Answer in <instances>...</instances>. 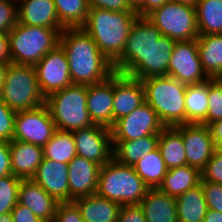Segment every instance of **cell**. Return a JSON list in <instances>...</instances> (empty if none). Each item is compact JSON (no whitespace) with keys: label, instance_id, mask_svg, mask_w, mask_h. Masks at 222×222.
Masks as SVG:
<instances>
[{"label":"cell","instance_id":"6da1fadb","mask_svg":"<svg viewBox=\"0 0 222 222\" xmlns=\"http://www.w3.org/2000/svg\"><path fill=\"white\" fill-rule=\"evenodd\" d=\"M59 44L69 62L73 84L91 85L106 80L115 71L93 38L82 28H65Z\"/></svg>","mask_w":222,"mask_h":222},{"label":"cell","instance_id":"7a4b0ae2","mask_svg":"<svg viewBox=\"0 0 222 222\" xmlns=\"http://www.w3.org/2000/svg\"><path fill=\"white\" fill-rule=\"evenodd\" d=\"M136 11L115 12L89 7L82 28L93 38L99 50L113 64L123 53Z\"/></svg>","mask_w":222,"mask_h":222},{"label":"cell","instance_id":"3957f363","mask_svg":"<svg viewBox=\"0 0 222 222\" xmlns=\"http://www.w3.org/2000/svg\"><path fill=\"white\" fill-rule=\"evenodd\" d=\"M145 101L157 113L165 127L185 124V93L187 85L171 76H154L141 80Z\"/></svg>","mask_w":222,"mask_h":222},{"label":"cell","instance_id":"277c9868","mask_svg":"<svg viewBox=\"0 0 222 222\" xmlns=\"http://www.w3.org/2000/svg\"><path fill=\"white\" fill-rule=\"evenodd\" d=\"M149 187L137 175L133 166L112 158L100 167L96 194L123 205H139Z\"/></svg>","mask_w":222,"mask_h":222},{"label":"cell","instance_id":"5b68a950","mask_svg":"<svg viewBox=\"0 0 222 222\" xmlns=\"http://www.w3.org/2000/svg\"><path fill=\"white\" fill-rule=\"evenodd\" d=\"M56 130L73 132L93 124L87 110V85L73 84L45 98Z\"/></svg>","mask_w":222,"mask_h":222},{"label":"cell","instance_id":"8992f818","mask_svg":"<svg viewBox=\"0 0 222 222\" xmlns=\"http://www.w3.org/2000/svg\"><path fill=\"white\" fill-rule=\"evenodd\" d=\"M59 29L17 23L8 33L11 63L34 66L59 45Z\"/></svg>","mask_w":222,"mask_h":222},{"label":"cell","instance_id":"52a82bcc","mask_svg":"<svg viewBox=\"0 0 222 222\" xmlns=\"http://www.w3.org/2000/svg\"><path fill=\"white\" fill-rule=\"evenodd\" d=\"M0 99L13 111L35 109L45 104L35 67L11 63L7 69Z\"/></svg>","mask_w":222,"mask_h":222},{"label":"cell","instance_id":"ba28073f","mask_svg":"<svg viewBox=\"0 0 222 222\" xmlns=\"http://www.w3.org/2000/svg\"><path fill=\"white\" fill-rule=\"evenodd\" d=\"M146 18L161 35L176 41L197 39L199 36L195 7L169 1Z\"/></svg>","mask_w":222,"mask_h":222},{"label":"cell","instance_id":"9c48e42d","mask_svg":"<svg viewBox=\"0 0 222 222\" xmlns=\"http://www.w3.org/2000/svg\"><path fill=\"white\" fill-rule=\"evenodd\" d=\"M161 36V32L146 17H138L132 25L122 55L113 63L114 71L128 75L144 60Z\"/></svg>","mask_w":222,"mask_h":222},{"label":"cell","instance_id":"30bf717a","mask_svg":"<svg viewBox=\"0 0 222 222\" xmlns=\"http://www.w3.org/2000/svg\"><path fill=\"white\" fill-rule=\"evenodd\" d=\"M55 131V123L45 104L16 112L13 140L44 147Z\"/></svg>","mask_w":222,"mask_h":222},{"label":"cell","instance_id":"8fae6325","mask_svg":"<svg viewBox=\"0 0 222 222\" xmlns=\"http://www.w3.org/2000/svg\"><path fill=\"white\" fill-rule=\"evenodd\" d=\"M168 76L186 85L210 79L200 61L196 39L176 41L168 65Z\"/></svg>","mask_w":222,"mask_h":222},{"label":"cell","instance_id":"7c38bea8","mask_svg":"<svg viewBox=\"0 0 222 222\" xmlns=\"http://www.w3.org/2000/svg\"><path fill=\"white\" fill-rule=\"evenodd\" d=\"M34 67L40 90L45 98L56 91L73 85L69 62L60 44L48 51Z\"/></svg>","mask_w":222,"mask_h":222},{"label":"cell","instance_id":"4fadbf2b","mask_svg":"<svg viewBox=\"0 0 222 222\" xmlns=\"http://www.w3.org/2000/svg\"><path fill=\"white\" fill-rule=\"evenodd\" d=\"M164 128L157 113L145 101L114 123L111 128L112 140H134L148 135H159Z\"/></svg>","mask_w":222,"mask_h":222},{"label":"cell","instance_id":"5bb4252c","mask_svg":"<svg viewBox=\"0 0 222 222\" xmlns=\"http://www.w3.org/2000/svg\"><path fill=\"white\" fill-rule=\"evenodd\" d=\"M77 155L93 161L100 166L113 158L111 129L100 125L72 132Z\"/></svg>","mask_w":222,"mask_h":222},{"label":"cell","instance_id":"9a60e30c","mask_svg":"<svg viewBox=\"0 0 222 222\" xmlns=\"http://www.w3.org/2000/svg\"><path fill=\"white\" fill-rule=\"evenodd\" d=\"M176 128L181 132L187 165L197 168L200 172L215 152L208 126L202 124H184Z\"/></svg>","mask_w":222,"mask_h":222},{"label":"cell","instance_id":"2e32d148","mask_svg":"<svg viewBox=\"0 0 222 222\" xmlns=\"http://www.w3.org/2000/svg\"><path fill=\"white\" fill-rule=\"evenodd\" d=\"M145 102L141 80L118 72L113 73V125Z\"/></svg>","mask_w":222,"mask_h":222},{"label":"cell","instance_id":"e0dca14e","mask_svg":"<svg viewBox=\"0 0 222 222\" xmlns=\"http://www.w3.org/2000/svg\"><path fill=\"white\" fill-rule=\"evenodd\" d=\"M100 165L76 155L68 163L69 202L96 194Z\"/></svg>","mask_w":222,"mask_h":222},{"label":"cell","instance_id":"ac0fdd59","mask_svg":"<svg viewBox=\"0 0 222 222\" xmlns=\"http://www.w3.org/2000/svg\"><path fill=\"white\" fill-rule=\"evenodd\" d=\"M87 110L94 125L113 126V74L106 80L87 85Z\"/></svg>","mask_w":222,"mask_h":222},{"label":"cell","instance_id":"d6986e66","mask_svg":"<svg viewBox=\"0 0 222 222\" xmlns=\"http://www.w3.org/2000/svg\"><path fill=\"white\" fill-rule=\"evenodd\" d=\"M58 202H69L68 164L43 158L31 178Z\"/></svg>","mask_w":222,"mask_h":222},{"label":"cell","instance_id":"ffe728a7","mask_svg":"<svg viewBox=\"0 0 222 222\" xmlns=\"http://www.w3.org/2000/svg\"><path fill=\"white\" fill-rule=\"evenodd\" d=\"M176 40L161 36L128 76L142 80L148 77L168 75V65Z\"/></svg>","mask_w":222,"mask_h":222},{"label":"cell","instance_id":"44dd1931","mask_svg":"<svg viewBox=\"0 0 222 222\" xmlns=\"http://www.w3.org/2000/svg\"><path fill=\"white\" fill-rule=\"evenodd\" d=\"M18 23L34 27L65 29L57 16L54 0H17Z\"/></svg>","mask_w":222,"mask_h":222},{"label":"cell","instance_id":"7402d4cb","mask_svg":"<svg viewBox=\"0 0 222 222\" xmlns=\"http://www.w3.org/2000/svg\"><path fill=\"white\" fill-rule=\"evenodd\" d=\"M18 203L27 206L41 221H51L55 219L59 202L32 179H22Z\"/></svg>","mask_w":222,"mask_h":222},{"label":"cell","instance_id":"603a6c76","mask_svg":"<svg viewBox=\"0 0 222 222\" xmlns=\"http://www.w3.org/2000/svg\"><path fill=\"white\" fill-rule=\"evenodd\" d=\"M14 176L31 179L43 160V147L19 140L9 142Z\"/></svg>","mask_w":222,"mask_h":222},{"label":"cell","instance_id":"cb8c5ba5","mask_svg":"<svg viewBox=\"0 0 222 222\" xmlns=\"http://www.w3.org/2000/svg\"><path fill=\"white\" fill-rule=\"evenodd\" d=\"M139 205L146 222H178L176 198L158 188H149Z\"/></svg>","mask_w":222,"mask_h":222},{"label":"cell","instance_id":"d4e9b609","mask_svg":"<svg viewBox=\"0 0 222 222\" xmlns=\"http://www.w3.org/2000/svg\"><path fill=\"white\" fill-rule=\"evenodd\" d=\"M84 222H117L121 205L112 200L92 194L73 200Z\"/></svg>","mask_w":222,"mask_h":222},{"label":"cell","instance_id":"484cf974","mask_svg":"<svg viewBox=\"0 0 222 222\" xmlns=\"http://www.w3.org/2000/svg\"><path fill=\"white\" fill-rule=\"evenodd\" d=\"M159 135L134 140H112L113 158L124 165L134 166L139 159L158 148Z\"/></svg>","mask_w":222,"mask_h":222},{"label":"cell","instance_id":"4316f807","mask_svg":"<svg viewBox=\"0 0 222 222\" xmlns=\"http://www.w3.org/2000/svg\"><path fill=\"white\" fill-rule=\"evenodd\" d=\"M201 172L189 165L172 168L167 171L158 189L177 198L184 192L200 184Z\"/></svg>","mask_w":222,"mask_h":222},{"label":"cell","instance_id":"83f0119b","mask_svg":"<svg viewBox=\"0 0 222 222\" xmlns=\"http://www.w3.org/2000/svg\"><path fill=\"white\" fill-rule=\"evenodd\" d=\"M158 149L168 170L187 165L182 134L176 127H165L159 133Z\"/></svg>","mask_w":222,"mask_h":222},{"label":"cell","instance_id":"f1b7e54d","mask_svg":"<svg viewBox=\"0 0 222 222\" xmlns=\"http://www.w3.org/2000/svg\"><path fill=\"white\" fill-rule=\"evenodd\" d=\"M178 222H203L208 207L202 184L176 198Z\"/></svg>","mask_w":222,"mask_h":222},{"label":"cell","instance_id":"f546056e","mask_svg":"<svg viewBox=\"0 0 222 222\" xmlns=\"http://www.w3.org/2000/svg\"><path fill=\"white\" fill-rule=\"evenodd\" d=\"M209 79L189 84L185 93V124H201L208 112Z\"/></svg>","mask_w":222,"mask_h":222},{"label":"cell","instance_id":"4dcf8cb0","mask_svg":"<svg viewBox=\"0 0 222 222\" xmlns=\"http://www.w3.org/2000/svg\"><path fill=\"white\" fill-rule=\"evenodd\" d=\"M196 40L203 69L214 79L222 69V34L199 35Z\"/></svg>","mask_w":222,"mask_h":222},{"label":"cell","instance_id":"1f68e13d","mask_svg":"<svg viewBox=\"0 0 222 222\" xmlns=\"http://www.w3.org/2000/svg\"><path fill=\"white\" fill-rule=\"evenodd\" d=\"M195 11L199 35L222 34V0H199Z\"/></svg>","mask_w":222,"mask_h":222},{"label":"cell","instance_id":"d6a6232c","mask_svg":"<svg viewBox=\"0 0 222 222\" xmlns=\"http://www.w3.org/2000/svg\"><path fill=\"white\" fill-rule=\"evenodd\" d=\"M133 168L149 188H158L168 171L158 148L139 159Z\"/></svg>","mask_w":222,"mask_h":222},{"label":"cell","instance_id":"836d02e7","mask_svg":"<svg viewBox=\"0 0 222 222\" xmlns=\"http://www.w3.org/2000/svg\"><path fill=\"white\" fill-rule=\"evenodd\" d=\"M77 155L72 132L56 130L43 147V158L69 163Z\"/></svg>","mask_w":222,"mask_h":222},{"label":"cell","instance_id":"e575fe53","mask_svg":"<svg viewBox=\"0 0 222 222\" xmlns=\"http://www.w3.org/2000/svg\"><path fill=\"white\" fill-rule=\"evenodd\" d=\"M57 16L64 28L82 27L87 19V0H54Z\"/></svg>","mask_w":222,"mask_h":222},{"label":"cell","instance_id":"d590c367","mask_svg":"<svg viewBox=\"0 0 222 222\" xmlns=\"http://www.w3.org/2000/svg\"><path fill=\"white\" fill-rule=\"evenodd\" d=\"M21 180L13 174L0 178V215L11 213L18 203V189Z\"/></svg>","mask_w":222,"mask_h":222},{"label":"cell","instance_id":"8d00e7d4","mask_svg":"<svg viewBox=\"0 0 222 222\" xmlns=\"http://www.w3.org/2000/svg\"><path fill=\"white\" fill-rule=\"evenodd\" d=\"M208 112L206 119L201 123L209 124L222 119V85L215 79H209Z\"/></svg>","mask_w":222,"mask_h":222},{"label":"cell","instance_id":"74e56055","mask_svg":"<svg viewBox=\"0 0 222 222\" xmlns=\"http://www.w3.org/2000/svg\"><path fill=\"white\" fill-rule=\"evenodd\" d=\"M17 0H0V32L8 34L18 23Z\"/></svg>","mask_w":222,"mask_h":222},{"label":"cell","instance_id":"f35d334b","mask_svg":"<svg viewBox=\"0 0 222 222\" xmlns=\"http://www.w3.org/2000/svg\"><path fill=\"white\" fill-rule=\"evenodd\" d=\"M16 112L0 99V141L13 140Z\"/></svg>","mask_w":222,"mask_h":222},{"label":"cell","instance_id":"ab89813d","mask_svg":"<svg viewBox=\"0 0 222 222\" xmlns=\"http://www.w3.org/2000/svg\"><path fill=\"white\" fill-rule=\"evenodd\" d=\"M208 209L222 213V184L200 181Z\"/></svg>","mask_w":222,"mask_h":222},{"label":"cell","instance_id":"60d3db41","mask_svg":"<svg viewBox=\"0 0 222 222\" xmlns=\"http://www.w3.org/2000/svg\"><path fill=\"white\" fill-rule=\"evenodd\" d=\"M201 181L222 184V156L213 153L212 157L206 163L201 171Z\"/></svg>","mask_w":222,"mask_h":222},{"label":"cell","instance_id":"b9f144b4","mask_svg":"<svg viewBox=\"0 0 222 222\" xmlns=\"http://www.w3.org/2000/svg\"><path fill=\"white\" fill-rule=\"evenodd\" d=\"M56 222H84L77 205L72 202H59L56 208Z\"/></svg>","mask_w":222,"mask_h":222},{"label":"cell","instance_id":"7bdbcfd3","mask_svg":"<svg viewBox=\"0 0 222 222\" xmlns=\"http://www.w3.org/2000/svg\"><path fill=\"white\" fill-rule=\"evenodd\" d=\"M89 7H95L115 12L136 11L130 7L127 0H87Z\"/></svg>","mask_w":222,"mask_h":222},{"label":"cell","instance_id":"ee69618b","mask_svg":"<svg viewBox=\"0 0 222 222\" xmlns=\"http://www.w3.org/2000/svg\"><path fill=\"white\" fill-rule=\"evenodd\" d=\"M117 222H146V219L140 205H123Z\"/></svg>","mask_w":222,"mask_h":222},{"label":"cell","instance_id":"f6af8a7d","mask_svg":"<svg viewBox=\"0 0 222 222\" xmlns=\"http://www.w3.org/2000/svg\"><path fill=\"white\" fill-rule=\"evenodd\" d=\"M11 153L8 141H0V178L11 175Z\"/></svg>","mask_w":222,"mask_h":222},{"label":"cell","instance_id":"bcb514c9","mask_svg":"<svg viewBox=\"0 0 222 222\" xmlns=\"http://www.w3.org/2000/svg\"><path fill=\"white\" fill-rule=\"evenodd\" d=\"M11 215L13 222H42L27 206L19 203L14 206Z\"/></svg>","mask_w":222,"mask_h":222},{"label":"cell","instance_id":"7dc6e473","mask_svg":"<svg viewBox=\"0 0 222 222\" xmlns=\"http://www.w3.org/2000/svg\"><path fill=\"white\" fill-rule=\"evenodd\" d=\"M171 0H143V2L135 9L139 17H146L154 9L162 7Z\"/></svg>","mask_w":222,"mask_h":222},{"label":"cell","instance_id":"c3c4849f","mask_svg":"<svg viewBox=\"0 0 222 222\" xmlns=\"http://www.w3.org/2000/svg\"><path fill=\"white\" fill-rule=\"evenodd\" d=\"M0 63H11L8 34L0 32Z\"/></svg>","mask_w":222,"mask_h":222},{"label":"cell","instance_id":"681fc988","mask_svg":"<svg viewBox=\"0 0 222 222\" xmlns=\"http://www.w3.org/2000/svg\"><path fill=\"white\" fill-rule=\"evenodd\" d=\"M208 128L214 144L222 141V119L209 124Z\"/></svg>","mask_w":222,"mask_h":222},{"label":"cell","instance_id":"f907efd6","mask_svg":"<svg viewBox=\"0 0 222 222\" xmlns=\"http://www.w3.org/2000/svg\"><path fill=\"white\" fill-rule=\"evenodd\" d=\"M203 222H222V213L208 209Z\"/></svg>","mask_w":222,"mask_h":222},{"label":"cell","instance_id":"816d5d0a","mask_svg":"<svg viewBox=\"0 0 222 222\" xmlns=\"http://www.w3.org/2000/svg\"><path fill=\"white\" fill-rule=\"evenodd\" d=\"M11 63H0V93L2 91V86L5 82V76L7 73V69Z\"/></svg>","mask_w":222,"mask_h":222},{"label":"cell","instance_id":"f5cc1de1","mask_svg":"<svg viewBox=\"0 0 222 222\" xmlns=\"http://www.w3.org/2000/svg\"><path fill=\"white\" fill-rule=\"evenodd\" d=\"M173 2H177L180 4L188 5L191 7H195L198 3L199 0H171Z\"/></svg>","mask_w":222,"mask_h":222},{"label":"cell","instance_id":"db71d44e","mask_svg":"<svg viewBox=\"0 0 222 222\" xmlns=\"http://www.w3.org/2000/svg\"><path fill=\"white\" fill-rule=\"evenodd\" d=\"M0 222H13L11 213H4L0 215Z\"/></svg>","mask_w":222,"mask_h":222},{"label":"cell","instance_id":"11a10c76","mask_svg":"<svg viewBox=\"0 0 222 222\" xmlns=\"http://www.w3.org/2000/svg\"><path fill=\"white\" fill-rule=\"evenodd\" d=\"M127 2L130 7L135 10L143 2V0H127Z\"/></svg>","mask_w":222,"mask_h":222},{"label":"cell","instance_id":"9f6ffc18","mask_svg":"<svg viewBox=\"0 0 222 222\" xmlns=\"http://www.w3.org/2000/svg\"><path fill=\"white\" fill-rule=\"evenodd\" d=\"M215 153L222 156V141L215 143Z\"/></svg>","mask_w":222,"mask_h":222},{"label":"cell","instance_id":"6f0895ef","mask_svg":"<svg viewBox=\"0 0 222 222\" xmlns=\"http://www.w3.org/2000/svg\"><path fill=\"white\" fill-rule=\"evenodd\" d=\"M219 84L222 85V69L220 70V72L215 76L214 78Z\"/></svg>","mask_w":222,"mask_h":222},{"label":"cell","instance_id":"680465c9","mask_svg":"<svg viewBox=\"0 0 222 222\" xmlns=\"http://www.w3.org/2000/svg\"><path fill=\"white\" fill-rule=\"evenodd\" d=\"M42 222H56L55 220H51V221H42Z\"/></svg>","mask_w":222,"mask_h":222}]
</instances>
